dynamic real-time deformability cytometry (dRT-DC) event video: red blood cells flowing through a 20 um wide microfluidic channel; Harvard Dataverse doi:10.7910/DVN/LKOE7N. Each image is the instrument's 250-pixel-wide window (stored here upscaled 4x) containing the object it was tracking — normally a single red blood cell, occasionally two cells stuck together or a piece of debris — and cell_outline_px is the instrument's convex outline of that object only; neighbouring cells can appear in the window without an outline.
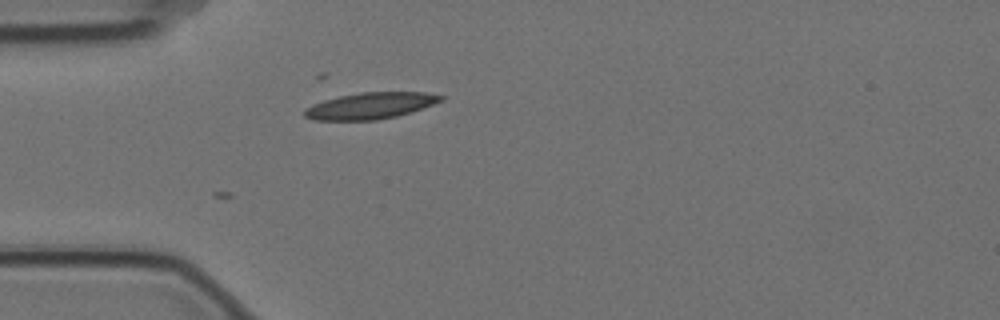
{"species": "Egyptian fruit bat (a non-hibernating species)", "species_latin": "Rousettus aegyptiacus", "temperature_condition": "cold", "stored_images_in_passage": 2, "camera_frame_rate_fps": 3000, "um_per_image_px": 0.085, "animal": {"sex": "female"}, "frame": {"image": 1, "passage_image": 2, "time_ms": 0.333, "image_size_px": [1000, 320], "cell_outline_px": [[444, 100], [412, 112], [396, 116], [376, 120], [312, 120], [304, 116], [304, 108], [312, 104], [324, 100], [340, 96], [360, 92], [424, 92], [444, 96]], "centroid_in_image_um": [31.47, 8.99], "position_along_channel_um": 53.5, "area_um2": 21.04}}